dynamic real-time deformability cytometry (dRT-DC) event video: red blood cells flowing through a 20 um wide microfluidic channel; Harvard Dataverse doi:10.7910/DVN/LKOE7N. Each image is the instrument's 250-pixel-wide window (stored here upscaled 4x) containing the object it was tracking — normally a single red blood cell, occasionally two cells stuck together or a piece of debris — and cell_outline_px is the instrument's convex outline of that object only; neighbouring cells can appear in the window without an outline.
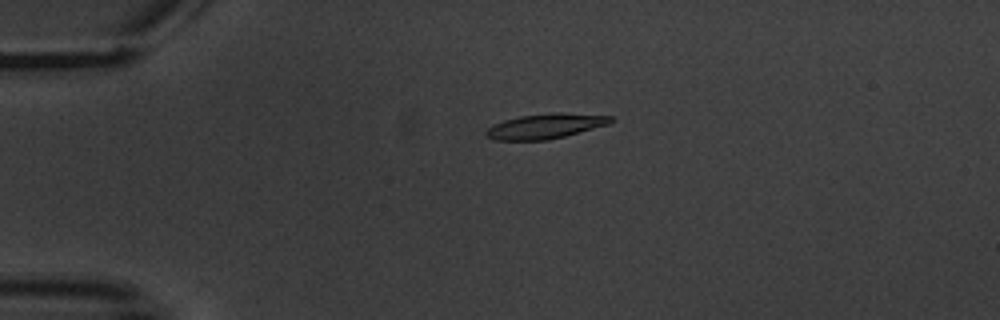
{"species": "common noctule bat (a hibernating species)", "species_latin": "Nyctalus noctula", "temperature_condition": "warm", "stored_images_in_passage": 6, "camera_frame_rate_fps": 3000, "um_per_image_px": 0.085, "animal": {"sex": "male", "body_mass_g": 20.1, "forearm_length_mm": 53.5}, "frame": {"image": 1, "passage_image": 6, "time_ms": 6.667, "image_size_px": [1000, 320], "cell_outline_px": [[616, 120], [608, 124], [564, 136], [548, 140], [496, 140], [484, 136], [484, 132], [492, 124], [504, 120], [520, 116], [552, 112], [560, 112], [612, 116]], "centroid_in_image_um": [46.33, 10.71], "position_along_channel_um": 38.7, "area_um2": 18.21}}